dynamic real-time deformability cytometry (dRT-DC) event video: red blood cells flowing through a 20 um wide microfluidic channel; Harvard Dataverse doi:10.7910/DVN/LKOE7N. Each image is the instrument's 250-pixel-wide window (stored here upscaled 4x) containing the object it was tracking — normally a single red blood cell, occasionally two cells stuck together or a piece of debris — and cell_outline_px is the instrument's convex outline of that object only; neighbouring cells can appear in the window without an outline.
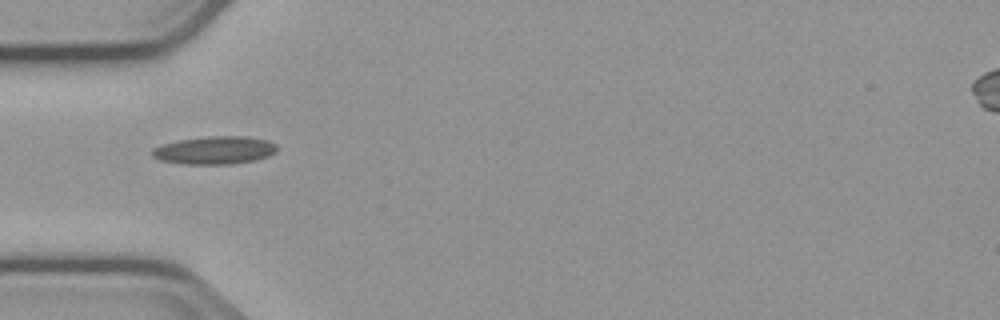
{"species": "common noctule bat (a hibernating species)", "species_latin": "Nyctalus noctula", "temperature_condition": "cold", "stored_images_in_passage": 38, "camera_frame_rate_fps": 3000, "um_per_image_px": 0.085, "animal": {"sex": "male", "body_mass_g": 23.1, "forearm_length_mm": 52.7}, "frame": {"image": 1, "passage_image": 1, "time_ms": 0.0, "image_size_px": [1000, 320], "cell_outline_px": [[276, 152], [268, 156], [256, 160], [232, 164], [184, 164], [160, 160], [152, 156], [152, 148], [160, 144], [180, 140], [208, 136], [244, 136], [268, 140], [276, 144]], "centroid_in_image_um": [18.24, 12.77], "position_along_channel_um": 66.8, "area_um2": 20.4}}
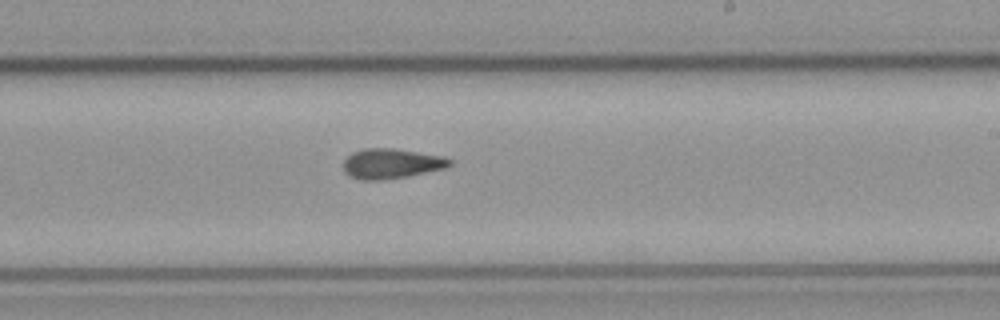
{"frame": {"image": 2, "passage_image": 16, "time_ms": 5.0, "image_size_px": [1000, 320], "cell_outline_px": [[452, 164], [444, 168], [404, 176], [380, 180], [364, 180], [352, 176], [344, 172], [344, 160], [352, 152], [364, 148], [392, 148], [440, 156], [452, 160]], "centroid_in_image_um": [33.22, 13.89], "position_along_channel_um": 255.8, "area_um2": 18.09}}
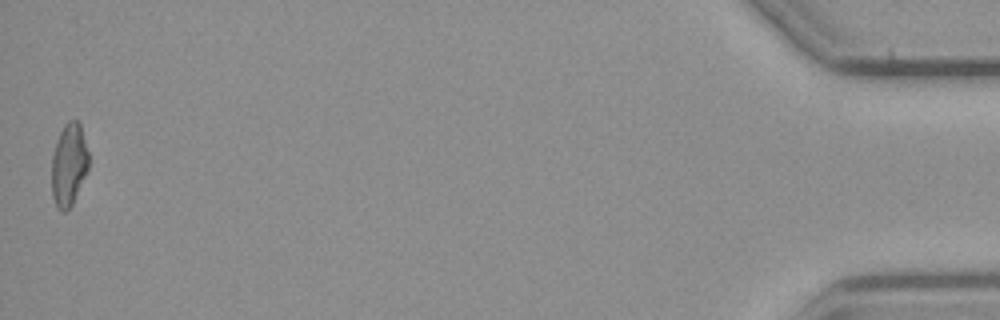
{"frame": {"image": 3, "passage_image": 38, "time_ms": 12.333, "image_size_px": [1000, 320], "cell_outline_px": [[88, 168], [72, 204], [64, 212], [60, 212], [56, 208], [52, 196], [52, 156], [60, 132], [64, 124], [68, 120], [76, 120], [80, 124], [88, 152]], "centroid_in_image_um": [5.84, 14.01], "position_along_channel_um": 429.4, "area_um2": 17.57}, "authors_computed_cell_mechanics": {"area_um2": 18.0047, "velocity_mm_per_s": 3.759, "shape_relaxation_time_tau1_ms": null, "shape_relaxation_time_tau2_ms": 3.09, "deformation_change_tau1": null, "deformation_change_tau2": 0.1093}}